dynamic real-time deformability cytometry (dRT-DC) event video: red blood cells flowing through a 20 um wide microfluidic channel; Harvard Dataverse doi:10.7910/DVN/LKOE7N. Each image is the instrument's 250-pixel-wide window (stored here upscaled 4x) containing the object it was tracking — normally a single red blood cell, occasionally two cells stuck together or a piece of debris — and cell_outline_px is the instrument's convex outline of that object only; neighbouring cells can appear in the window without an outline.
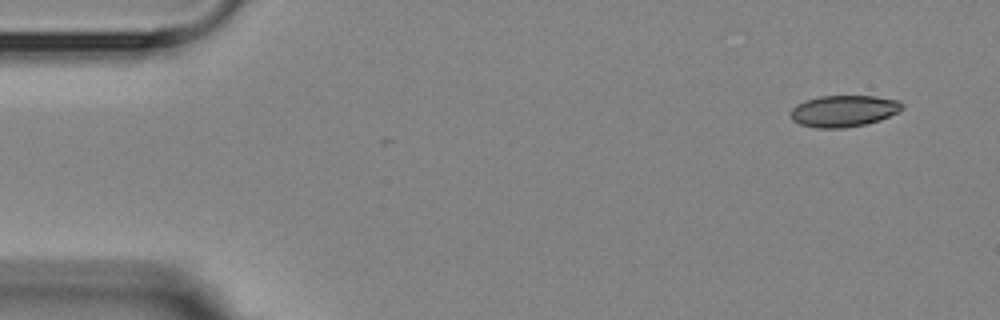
{"species": "Egyptian fruit bat (a non-hibernating species)", "species_latin": "Rousettus aegyptiacus", "temperature_condition": "room temperature", "stored_images_in_passage": 5, "camera_frame_rate_fps": 3000, "um_per_image_px": 0.085, "animal": {"sex": "female"}, "frame": {"image": 1, "passage_image": 1, "time_ms": 0.0, "image_size_px": [1000, 320], "cell_outline_px": [[904, 108], [880, 120], [864, 124], [844, 128], [816, 128], [800, 124], [792, 120], [792, 108], [796, 104], [804, 100], [820, 96], [876, 96], [900, 100], [904, 104]], "centroid_in_image_um": [71.72, 9.42], "position_along_channel_um": 13.3, "area_um2": 20.52}}
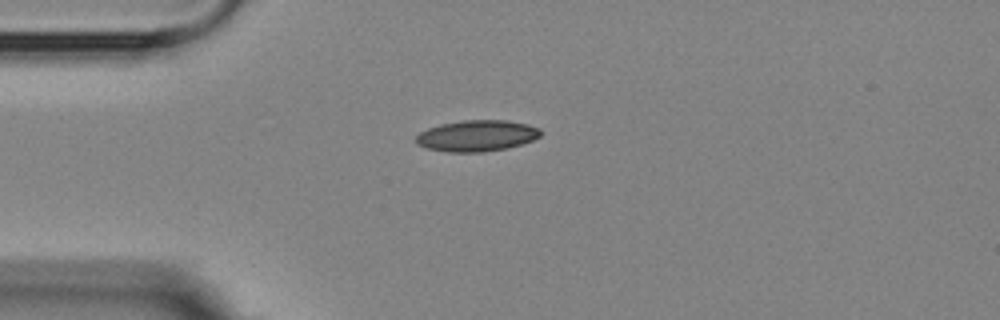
{"frame": {"image": 2, "passage_image": 4, "time_ms": 3.333, "image_size_px": [1000, 320], "cell_outline_px": [[544, 132], [540, 136], [532, 140], [508, 148], [484, 152], [448, 152], [428, 148], [416, 144], [416, 136], [420, 132], [428, 128], [440, 124], [460, 120], [508, 120], [528, 124], [540, 128]], "centroid_in_image_um": [40.55, 11.53], "position_along_channel_um": 44.4, "area_um2": 22.83}}
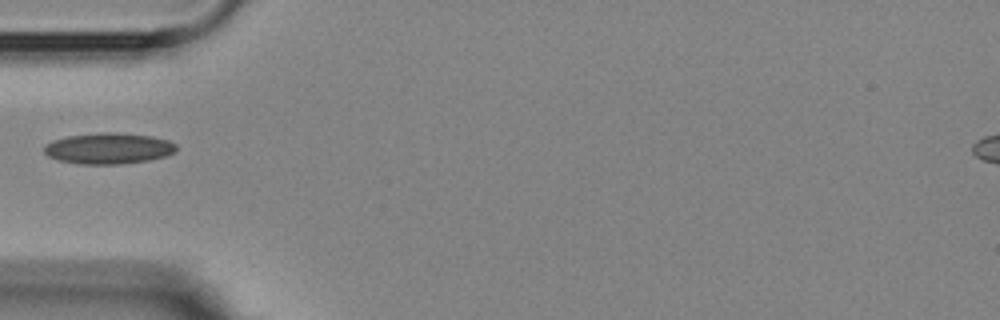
{"frame": {"image": 3, "passage_image": 5, "time_ms": 4.667, "image_size_px": [1000, 320], "cell_outline_px": [[176, 152], [164, 156], [148, 160], [120, 164], [80, 164], [60, 160], [48, 156], [44, 152], [44, 144], [52, 140], [68, 136], [100, 132], [116, 132], [152, 136], [168, 140], [176, 144]], "centroid_in_image_um": [9.22, 12.6], "position_along_channel_um": 75.8, "area_um2": 23.93}}